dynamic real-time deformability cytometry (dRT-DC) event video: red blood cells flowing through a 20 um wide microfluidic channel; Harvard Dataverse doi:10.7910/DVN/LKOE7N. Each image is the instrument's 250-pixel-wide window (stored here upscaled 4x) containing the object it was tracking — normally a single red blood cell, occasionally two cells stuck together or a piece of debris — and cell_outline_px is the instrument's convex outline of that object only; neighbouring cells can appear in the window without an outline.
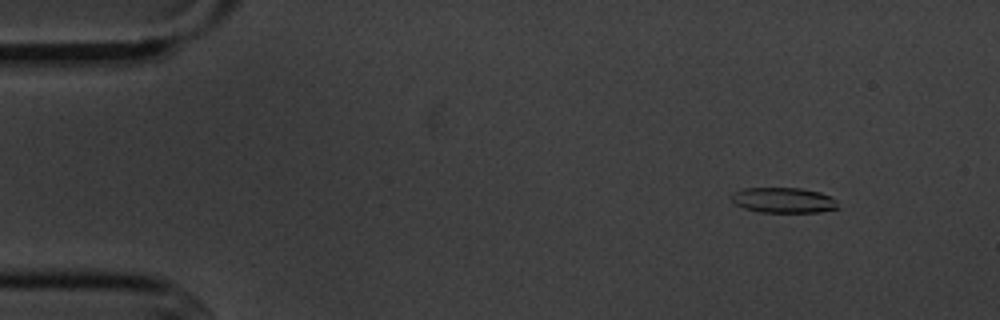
{"species": "common noctule bat (a hibernating species)", "species_latin": "Nyctalus noctula", "temperature_condition": "cold", "stored_images_in_passage": 4, "camera_frame_rate_fps": 3000, "um_per_image_px": 0.085, "animal": {"sex": "male", "body_mass_g": 20.1, "forearm_length_mm": 53.5}, "frame": {"image": 1, "passage_image": 2, "time_ms": 1.333, "image_size_px": [1000, 320], "cell_outline_px": [[840, 208], [820, 212], [760, 212], [744, 208], [736, 204], [732, 200], [732, 196], [736, 192], [744, 188], [800, 188], [820, 192], [832, 196], [836, 200]], "centroid_in_image_um": [66.67, 17.02], "position_along_channel_um": 18.3, "area_um2": 15.72}}
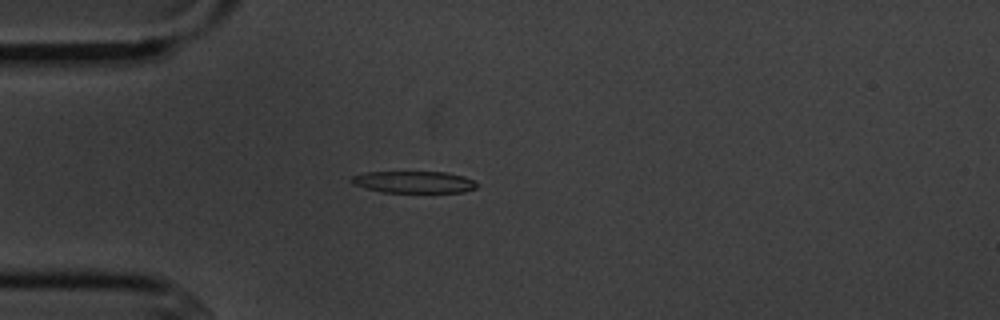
{"frame": {"image": 2, "passage_image": 4, "time_ms": 4.333, "image_size_px": [1000, 320], "cell_outline_px": [[480, 184], [476, 188], [464, 192], [380, 192], [352, 184], [352, 176], [364, 172], [448, 172], [464, 176]], "centroid_in_image_um": [35.21, 15.47], "position_along_channel_um": 49.8, "area_um2": 16.01}}